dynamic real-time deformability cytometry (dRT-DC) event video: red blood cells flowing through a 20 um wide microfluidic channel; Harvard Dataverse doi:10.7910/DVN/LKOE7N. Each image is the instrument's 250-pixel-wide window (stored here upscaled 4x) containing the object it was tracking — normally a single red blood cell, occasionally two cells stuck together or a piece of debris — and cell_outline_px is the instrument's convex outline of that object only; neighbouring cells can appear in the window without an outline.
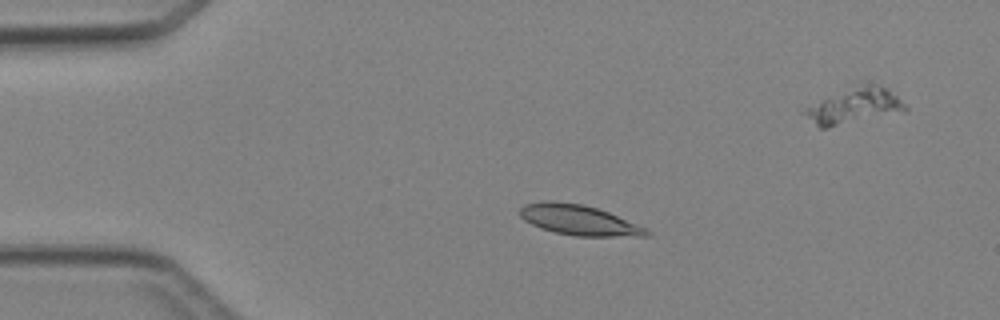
{"species": "Egyptian fruit bat (a non-hibernating species)", "species_latin": "Rousettus aegyptiacus", "temperature_condition": "cold", "stored_images_in_passage": 4, "camera_frame_rate_fps": 3000, "um_per_image_px": 0.085, "animal": {"sex": "female"}, "frame": {"image": 1, "passage_image": 2, "time_ms": 1.333, "image_size_px": [1000, 320], "cell_outline_px": [[652, 236], [576, 236], [556, 232], [540, 228], [524, 220], [520, 216], [520, 208], [524, 204], [540, 200], [552, 200], [584, 204], [608, 212], [648, 228], [652, 232]], "centroid_in_image_um": [49.22, 18.69], "position_along_channel_um": 35.8, "area_um2": 22.54}}